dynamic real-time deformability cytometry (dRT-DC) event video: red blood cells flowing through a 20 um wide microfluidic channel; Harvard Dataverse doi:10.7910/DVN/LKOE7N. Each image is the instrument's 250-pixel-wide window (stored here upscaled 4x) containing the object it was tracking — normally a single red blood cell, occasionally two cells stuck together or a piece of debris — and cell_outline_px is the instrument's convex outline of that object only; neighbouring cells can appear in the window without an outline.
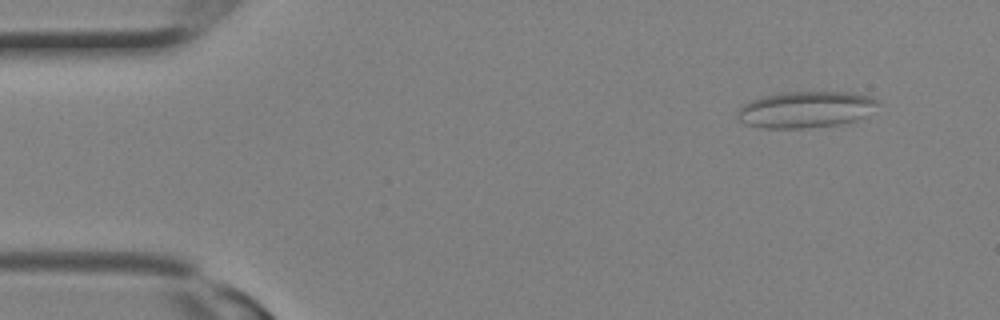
{"species": "Egyptian fruit bat (a non-hibernating species)", "species_latin": "Rousettus aegyptiacus", "temperature_condition": "room temperature", "stored_images_in_passage": 3, "camera_frame_rate_fps": 3000, "um_per_image_px": 0.085, "animal": {"sex": "female"}, "frame": {"image": 1, "passage_image": 1, "time_ms": 0.0, "image_size_px": [1000, 320], "cell_outline_px": [[876, 104], [864, 116], [856, 120], [840, 124], [800, 128], [760, 128], [744, 124], [740, 120], [740, 108], [744, 104], [760, 96], [784, 92], [852, 92], [868, 96], [876, 100]], "centroid_in_image_um": [68.44, 9.3], "position_along_channel_um": 16.6, "area_um2": 29.3}}